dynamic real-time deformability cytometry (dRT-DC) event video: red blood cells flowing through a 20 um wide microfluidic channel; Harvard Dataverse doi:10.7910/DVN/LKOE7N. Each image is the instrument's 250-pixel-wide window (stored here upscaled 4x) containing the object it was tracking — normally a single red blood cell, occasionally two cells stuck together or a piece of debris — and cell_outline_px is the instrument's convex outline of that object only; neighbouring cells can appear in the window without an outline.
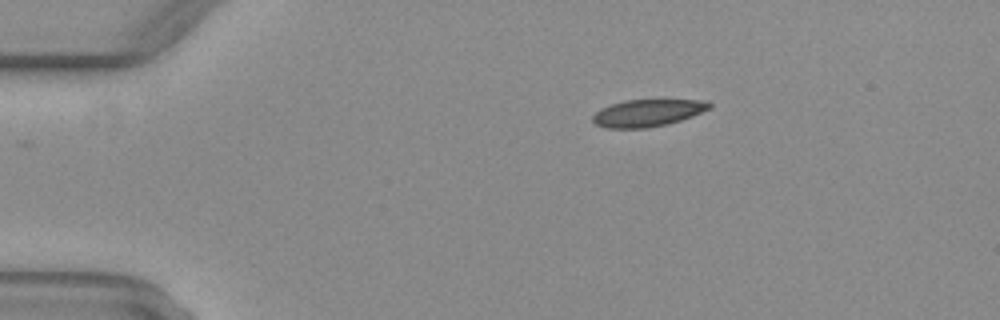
{"species": "common noctule bat (a hibernating species)", "species_latin": "Nyctalus noctula", "temperature_condition": "warm", "stored_images_in_passage": 42, "camera_frame_rate_fps": 3000, "um_per_image_px": 0.085, "animal": {"sex": "female", "body_mass_g": 29.2, "forearm_length_mm": 56.3}, "frame": {"image": 1, "passage_image": 1, "time_ms": 0.0, "image_size_px": [1000, 320], "cell_outline_px": [[712, 108], [692, 116], [668, 124], [648, 128], [608, 128], [596, 124], [592, 120], [592, 116], [600, 108], [624, 100], [708, 100], [712, 104]], "centroid_in_image_um": [55.07, 9.6], "position_along_channel_um": 29.9, "area_um2": 18.5}}
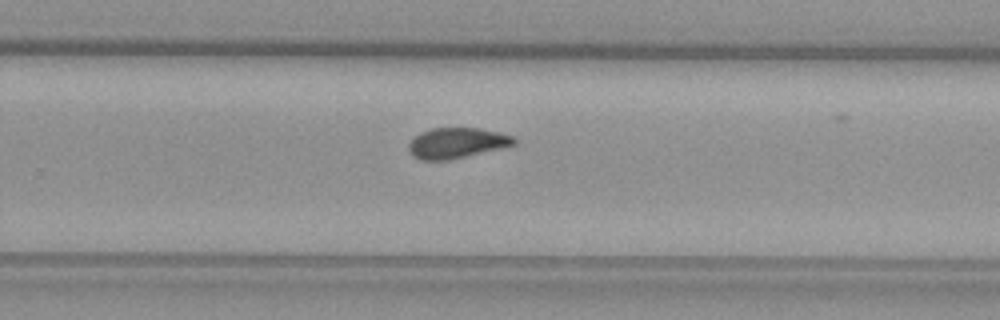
{"frame": {"image": 2, "passage_image": 25, "time_ms": 8.0, "image_size_px": [1000, 320], "cell_outline_px": [[516, 144], [500, 148], [448, 160], [420, 160], [412, 156], [408, 148], [408, 144], [420, 132], [432, 128], [480, 128], [500, 132], [512, 136], [516, 140]], "centroid_in_image_um": [38.8, 12.15], "position_along_channel_um": 291.0, "area_um2": 18.61}}
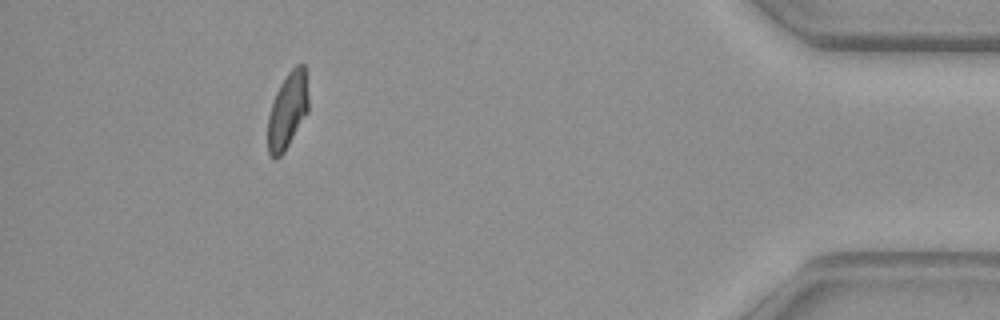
{"frame": {"image": 3, "passage_image": 38, "time_ms": 12.333, "image_size_px": [1000, 320], "cell_outline_px": [[308, 112], [284, 152], [276, 160], [268, 152], [268, 116], [276, 92], [280, 84], [288, 72], [296, 64], [304, 64], [308, 96]], "centroid_in_image_um": [24.44, 9.4], "position_along_channel_um": 410.8, "area_um2": 17.92}, "authors_computed_cell_mechanics": {"area_um2": 19.074, "velocity_mm_per_s": 4.0784, "shape_relaxation_time_tau1_ms": 7.4339, "shape_relaxation_time_tau2_ms": 1.4976, "deformation_change_tau1": 0.1942, "deformation_change_tau2": 0.0755}}